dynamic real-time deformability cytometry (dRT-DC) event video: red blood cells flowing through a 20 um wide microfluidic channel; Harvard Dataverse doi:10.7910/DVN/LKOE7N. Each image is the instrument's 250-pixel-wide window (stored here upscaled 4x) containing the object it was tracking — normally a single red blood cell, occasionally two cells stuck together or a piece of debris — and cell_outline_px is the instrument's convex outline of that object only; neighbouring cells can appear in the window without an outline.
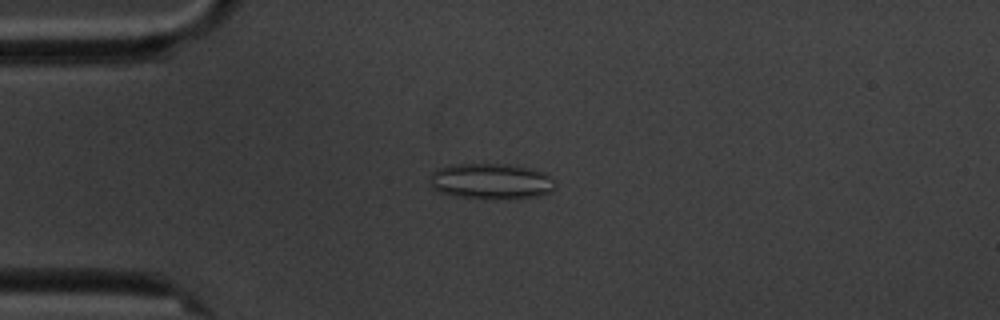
{"species": "common noctule bat (a hibernating species)", "species_latin": "Nyctalus noctula", "temperature_condition": "cold", "stored_images_in_passage": 4, "camera_frame_rate_fps": 3000, "um_per_image_px": 0.085, "animal": {"sex": "male", "body_mass_g": 20.1, "forearm_length_mm": 53.5}, "frame": {"image": 1, "passage_image": 4, "time_ms": 3.667, "image_size_px": [1000, 320], "cell_outline_px": [[556, 188], [552, 192], [536, 196], [456, 196], [440, 192], [432, 188], [432, 172], [436, 168], [452, 164], [508, 164], [528, 168], [540, 172], [556, 180]], "centroid_in_image_um": [41.74, 15.36], "position_along_channel_um": 43.3, "area_um2": 25.09}}